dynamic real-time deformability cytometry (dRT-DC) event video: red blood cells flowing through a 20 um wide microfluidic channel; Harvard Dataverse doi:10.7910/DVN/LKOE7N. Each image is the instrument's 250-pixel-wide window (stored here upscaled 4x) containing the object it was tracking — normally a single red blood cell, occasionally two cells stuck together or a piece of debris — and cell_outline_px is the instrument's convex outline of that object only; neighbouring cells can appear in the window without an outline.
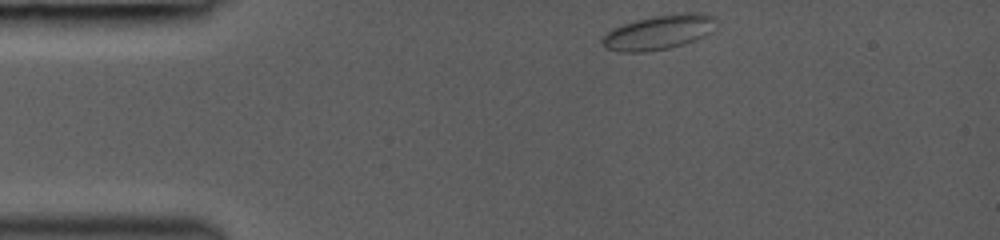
{"species": "common noctule bat (a hibernating species)", "species_latin": "Nyctalus noctula", "temperature_condition": "room temperature", "stored_images_in_passage": 37, "camera_frame_rate_fps": 3000, "um_per_image_px": 0.085, "animal": {"sex": "female", "body_mass_g": 19.0, "forearm_length_mm": 53.3}, "frame": {"image": 1, "passage_image": 1, "time_ms": 0.0, "image_size_px": [1000, 240], "cell_outline_px": [[720, 20], [704, 36], [696, 40], [684, 44], [668, 48], [644, 52], [620, 52], [604, 48], [600, 40], [612, 28], [636, 20], [652, 16], [684, 12], [704, 12], [716, 16]], "centroid_in_image_um": [56.03, 2.72], "position_along_channel_um": 29.0, "area_um2": 23.24}}
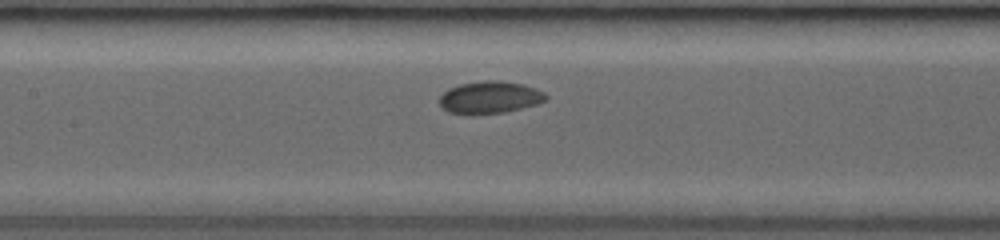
{"frame": {"image": 2, "passage_image": 15, "time_ms": 4.667, "image_size_px": [1000, 240], "cell_outline_px": [[548, 100], [536, 104], [504, 112], [472, 116], [448, 112], [440, 104], [440, 96], [448, 88], [460, 84], [484, 80], [496, 80], [524, 84], [536, 88], [544, 92], [548, 96]], "centroid_in_image_um": [41.63, 8.29], "position_along_channel_um": 165.8, "area_um2": 20.29}}
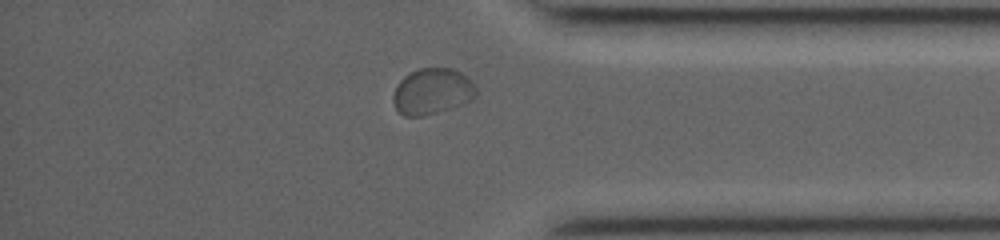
{"frame": {"image": 3, "passage_image": 32, "time_ms": 10.333, "image_size_px": [1000, 240], "cell_outline_px": [[476, 96], [472, 100], [464, 104], [452, 108], [424, 116], [404, 116], [396, 108], [392, 100], [392, 96], [396, 84], [408, 72], [420, 68], [452, 68], [468, 76], [476, 88]], "centroid_in_image_um": [36.74, 7.76], "position_along_channel_um": 398.5, "area_um2": 22.6}}